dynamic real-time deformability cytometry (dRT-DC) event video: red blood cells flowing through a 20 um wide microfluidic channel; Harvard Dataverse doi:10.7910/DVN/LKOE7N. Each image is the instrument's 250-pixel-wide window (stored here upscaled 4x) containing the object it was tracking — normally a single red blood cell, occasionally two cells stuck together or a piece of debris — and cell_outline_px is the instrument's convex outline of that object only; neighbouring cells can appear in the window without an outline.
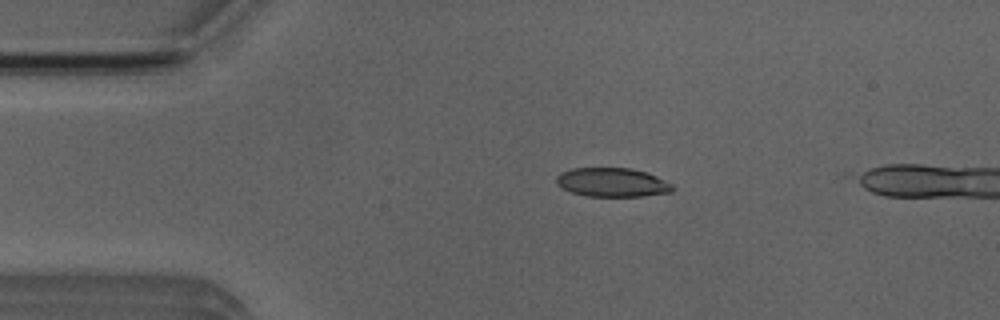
{"species": "Egyptian fruit bat (a non-hibernating species)", "species_latin": "Rousettus aegyptiacus", "temperature_condition": "room temperature", "stored_images_in_passage": 47, "camera_frame_rate_fps": 3000, "um_per_image_px": 0.085, "animal": {"sex": "male"}, "frame": {"image": 1, "passage_image": 9, "time_ms": 2.667, "image_size_px": [1000, 320], "cell_outline_px": [[672, 192], [644, 196], [588, 196], [572, 192], [556, 184], [556, 176], [560, 172], [572, 168], [632, 168], [656, 176], [672, 184]], "centroid_in_image_um": [52.02, 15.5], "position_along_channel_um": 33.0, "area_um2": 19.48}}
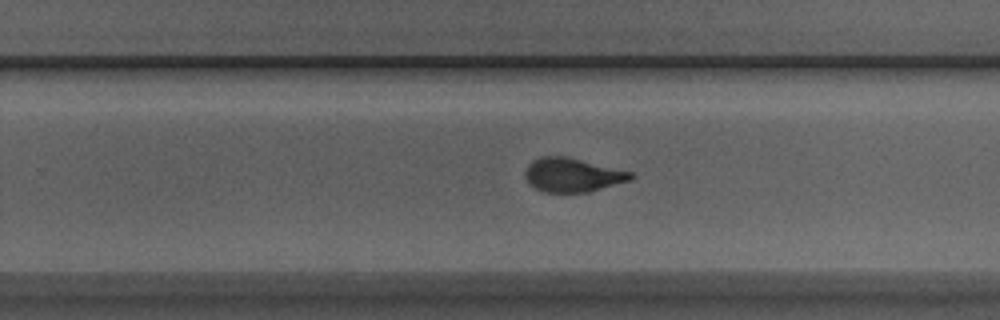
{"frame": {"image": 2, "passage_image": 31, "time_ms": 10.0, "image_size_px": [1000, 320], "cell_outline_px": [[636, 176], [632, 180], [588, 192], [544, 192], [528, 184], [524, 176], [524, 172], [528, 164], [532, 160], [540, 156], [568, 156], [632, 172]], "centroid_in_image_um": [48.65, 14.86], "position_along_channel_um": 281.1, "area_um2": 21.15}}
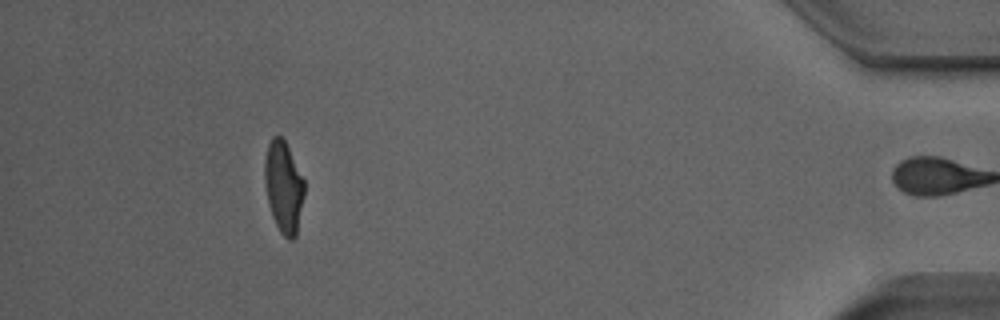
{"frame": {"image": 3, "passage_image": 46, "time_ms": 15.0, "image_size_px": [1000, 320], "cell_outline_px": [[304, 196], [296, 236], [292, 240], [288, 240], [280, 232], [272, 216], [268, 204], [264, 184], [264, 160], [268, 144], [272, 136], [280, 136], [284, 140], [304, 180]], "centroid_in_image_um": [24.08, 15.91], "position_along_channel_um": 411.1, "area_um2": 21.15}, "authors_computed_cell_mechanics": {"area_um2": 21.3282, "velocity_mm_per_s": 3.9184, "shape_relaxation_time_tau1_ms": 5.0934, "shape_relaxation_time_tau2_ms": 0.9404, "deformation_change_tau1": 0.2005, "deformation_change_tau2": 0.0684}}